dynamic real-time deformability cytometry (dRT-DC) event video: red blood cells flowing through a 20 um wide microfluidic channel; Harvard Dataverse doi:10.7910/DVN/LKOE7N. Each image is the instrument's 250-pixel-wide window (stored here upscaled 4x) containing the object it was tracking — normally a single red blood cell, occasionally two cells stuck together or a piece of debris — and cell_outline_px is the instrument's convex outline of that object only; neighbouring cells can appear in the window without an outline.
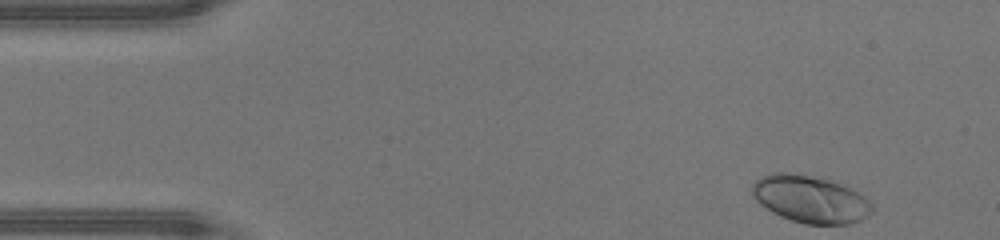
{"species": "human", "species_latin": "Homo sapiens", "temperature_condition": "warm", "stored_images_in_passage": 43, "camera_frame_rate_fps": 3000, "um_per_image_px": 0.085, "donor": {"sex": "male"}, "frame": {"image": 1, "passage_image": 1, "time_ms": 0.0, "image_size_px": [1000, 240], "cell_outline_px": [[872, 212], [868, 216], [860, 220], [848, 224], [804, 224], [780, 216], [772, 212], [760, 204], [752, 196], [752, 184], [756, 180], [772, 172], [792, 172], [828, 180], [852, 188], [864, 196], [872, 204]], "centroid_in_image_um": [68.87, 16.93], "position_along_channel_um": 16.1, "area_um2": 33.0}}
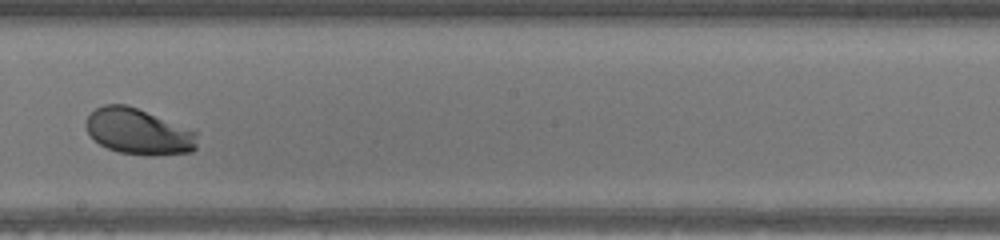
{"frame": {"image": 2, "passage_image": 23, "time_ms": 7.333, "image_size_px": [1000, 240], "cell_outline_px": [[196, 148], [192, 152], [148, 156], [120, 152], [108, 148], [100, 144], [88, 132], [84, 124], [88, 116], [96, 108], [104, 104], [124, 104], [196, 128]], "centroid_in_image_um": [11.83, 11.17], "position_along_channel_um": 236.4, "area_um2": 30.11}}
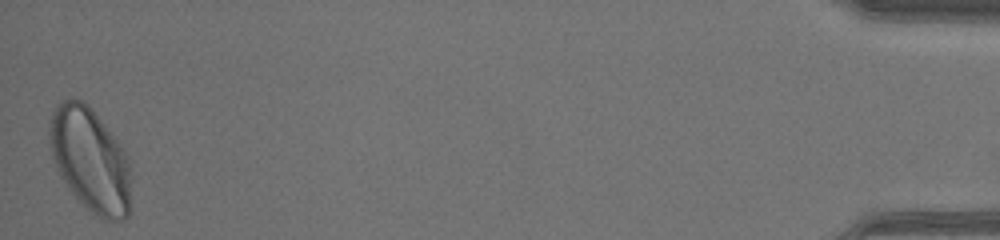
{"frame": {"image": 3, "passage_image": 43, "time_ms": 14.0, "image_size_px": [1000, 240], "cell_outline_px": [[128, 216], [124, 220], [104, 220], [84, 208], [68, 188], [60, 176], [56, 168], [52, 156], [48, 136], [48, 124], [52, 112], [56, 104], [60, 100], [72, 96], [84, 100], [88, 104], [120, 144], [128, 156]], "centroid_in_image_um": [7.6, 13.53], "position_along_channel_um": 427.6, "area_um2": 49.53}, "authors_computed_cell_mechanics": {"area_um2": 30.7496, "velocity_mm_per_s": 4.4285, "shape_relaxation_time_tau1_ms": 1.9688, "shape_relaxation_time_tau2_ms": null, "deformation_change_tau1": 0.1459, "deformation_change_tau2": null}}